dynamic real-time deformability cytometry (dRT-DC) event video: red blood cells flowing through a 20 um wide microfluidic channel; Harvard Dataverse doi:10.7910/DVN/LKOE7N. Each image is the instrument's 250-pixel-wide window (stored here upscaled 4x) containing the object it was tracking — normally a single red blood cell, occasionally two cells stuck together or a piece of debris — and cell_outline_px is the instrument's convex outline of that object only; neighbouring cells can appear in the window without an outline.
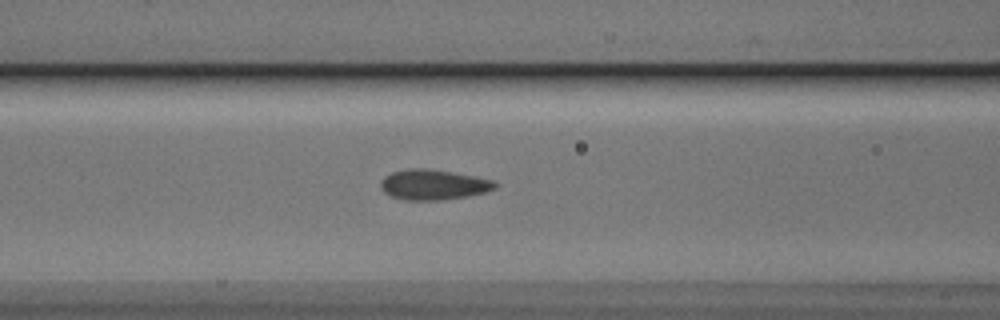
{"species": "Egyptian fruit bat (a non-hibernating species)", "species_latin": "Rousettus aegyptiacus", "temperature_condition": "cold", "stored_images_in_passage": 17, "camera_frame_rate_fps": 3000, "um_per_image_px": 0.085, "animal": {"sex": "male"}, "frame": {"image": 1, "passage_image": 12, "time_ms": 3.667, "image_size_px": [1000, 320], "cell_outline_px": [[496, 188], [484, 192], [468, 196], [440, 200], [404, 200], [392, 196], [384, 192], [380, 188], [380, 180], [384, 176], [392, 172], [408, 168], [428, 168], [452, 172], [492, 180], [496, 184]], "centroid_in_image_um": [36.77, 15.69], "position_along_channel_um": 129.8, "area_um2": 20.11}}
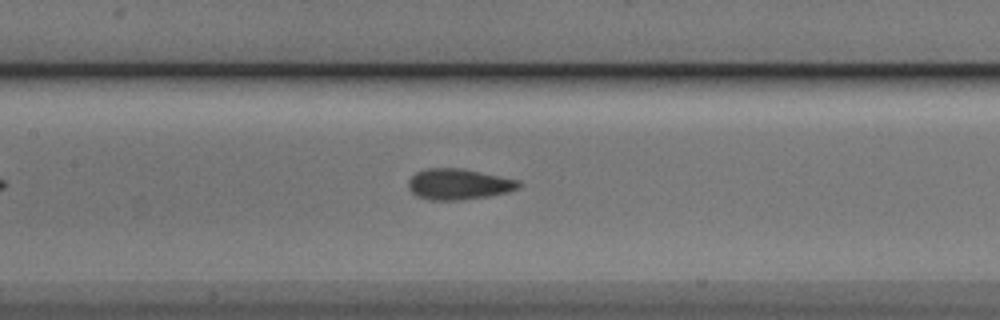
{"frame": {"image": 2, "passage_image": 15, "time_ms": 4.667, "image_size_px": [1000, 320], "cell_outline_px": [[524, 184], [520, 188], [508, 192], [488, 196], [460, 200], [428, 200], [416, 196], [408, 188], [408, 180], [416, 172], [424, 168], [460, 168], [520, 180]], "centroid_in_image_um": [38.99, 15.66], "position_along_channel_um": 168.4, "area_um2": 20.06}}